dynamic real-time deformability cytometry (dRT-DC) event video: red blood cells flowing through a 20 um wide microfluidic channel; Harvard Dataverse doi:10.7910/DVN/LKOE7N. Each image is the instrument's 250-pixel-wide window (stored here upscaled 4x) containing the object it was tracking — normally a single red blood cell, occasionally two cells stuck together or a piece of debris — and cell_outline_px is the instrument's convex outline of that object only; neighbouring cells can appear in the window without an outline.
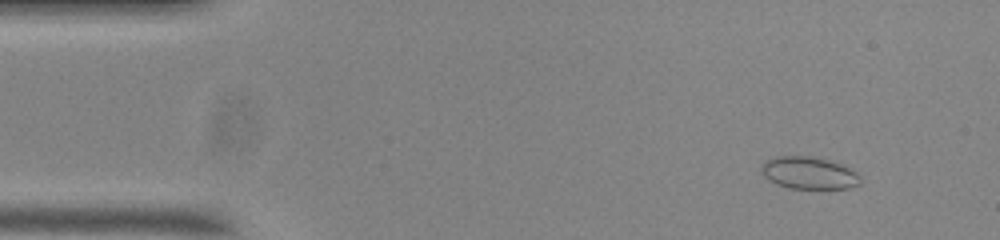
{"species": "common noctule bat (a hibernating species)", "species_latin": "Nyctalus noctula", "temperature_condition": "room temperature", "stored_images_in_passage": 53, "segment_of_instrument_passage": [1, 2], "camera_frame_rate_fps": 3000, "um_per_image_px": 0.085, "animal": {"sex": "male", "body_mass_g": 20.0, "forearm_length_mm": 53.3}, "frame": {"image": 1, "passage_image": 2, "time_ms": 0.333, "image_size_px": [1000, 240], "cell_outline_px": [[860, 184], [848, 188], [788, 188], [776, 184], [768, 180], [764, 176], [760, 168], [760, 164], [764, 160], [776, 156], [812, 156], [828, 160], [840, 164], [856, 172], [860, 176]], "centroid_in_image_um": [68.7, 14.69], "position_along_channel_um": 16.3, "area_um2": 18.67}}
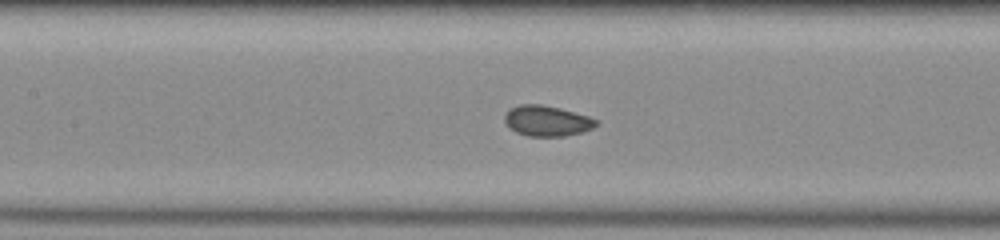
{"frame": {"image": 2, "passage_image": 21, "time_ms": 6.667, "image_size_px": [1000, 240], "cell_outline_px": [[600, 120], [592, 128], [584, 132], [564, 136], [528, 136], [516, 132], [508, 128], [504, 120], [504, 116], [512, 108], [520, 104], [540, 104], [560, 108], [588, 116]], "centroid_in_image_um": [46.5, 10.28], "position_along_channel_um": 160.9, "area_um2": 16.3}}
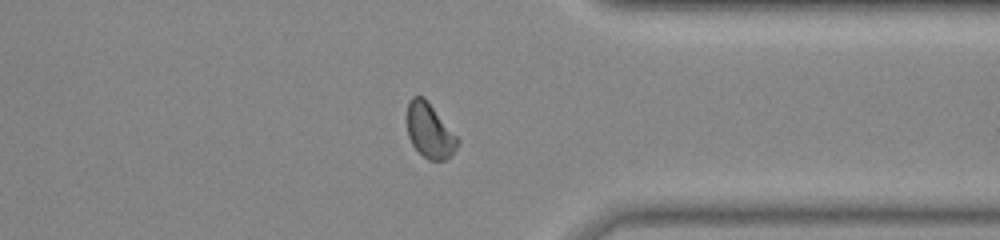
{"frame": {"image": 3, "passage_image": 39, "time_ms": 12.667, "image_size_px": [1000, 240], "cell_outline_px": [[460, 140], [452, 156], [444, 160], [428, 160], [412, 144], [408, 136], [408, 100], [412, 96], [424, 96]], "centroid_in_image_um": [36.53, 11.11], "position_along_channel_um": 374.9, "area_um2": 15.95}}